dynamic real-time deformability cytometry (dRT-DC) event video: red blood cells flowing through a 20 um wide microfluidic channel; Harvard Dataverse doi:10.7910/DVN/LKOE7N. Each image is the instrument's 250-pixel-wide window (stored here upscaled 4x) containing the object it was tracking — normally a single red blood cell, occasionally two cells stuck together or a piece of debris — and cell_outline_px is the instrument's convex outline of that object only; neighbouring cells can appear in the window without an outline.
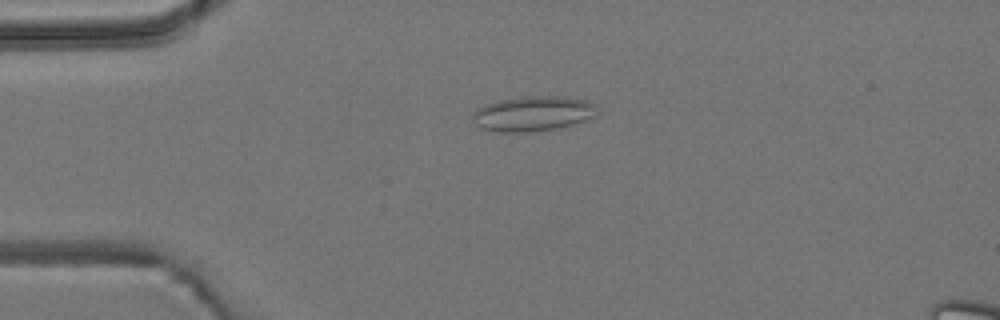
{"species": "common noctule bat (a hibernating species)", "species_latin": "Nyctalus noctula", "temperature_condition": "room temperature", "stored_images_in_passage": 47, "camera_frame_rate_fps": 3000, "um_per_image_px": 0.085, "animal": {"sex": "male", "body_mass_g": 19.2, "forearm_length_mm": 51.8}, "frame": {"image": 1, "passage_image": 6, "time_ms": 1.667, "image_size_px": [1000, 320], "cell_outline_px": [[592, 116], [584, 120], [572, 124], [556, 128], [528, 132], [496, 132], [484, 128], [476, 124], [472, 116], [472, 112], [476, 108], [484, 104], [500, 100], [524, 96], [564, 96], [588, 100], [592, 104]], "centroid_in_image_um": [45.2, 9.65], "position_along_channel_um": 39.8, "area_um2": 25.03}}
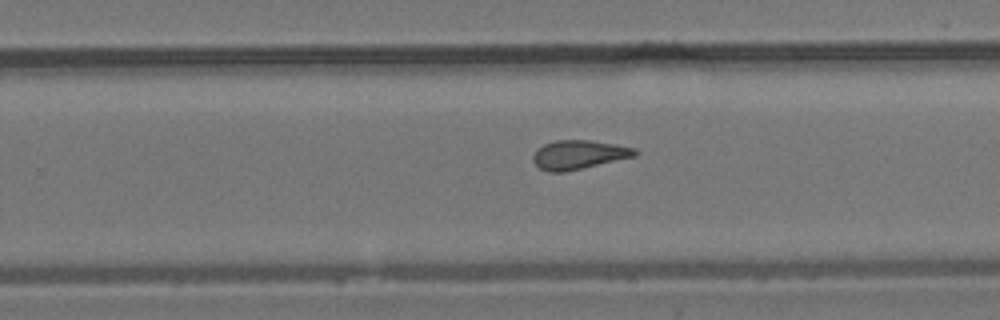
{"frame": {"image": 2, "passage_image": 27, "time_ms": 8.667, "image_size_px": [1000, 320], "cell_outline_px": [[640, 152], [636, 156], [564, 172], [548, 172], [540, 168], [532, 160], [532, 156], [544, 144], [556, 140], [588, 140], [636, 148]], "centroid_in_image_um": [49.21, 13.15], "position_along_channel_um": 280.6, "area_um2": 16.99}}
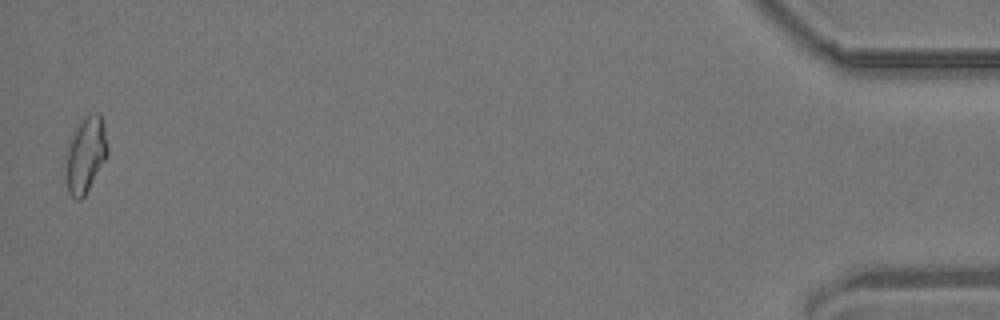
{"frame": {"image": 3, "passage_image": 46, "time_ms": 15.0, "image_size_px": [1000, 320], "cell_outline_px": [[108, 156], [84, 196], [80, 200], [76, 200], [68, 192], [68, 140], [76, 124], [84, 116], [96, 112], [100, 112], [104, 124], [108, 144]], "centroid_in_image_um": [7.32, 13.07], "position_along_channel_um": 427.9, "area_um2": 18.38}, "authors_computed_cell_mechanics": {"area_um2": 17.4556, "velocity_mm_per_s": 3.8482, "shape_relaxation_time_tau1_ms": null, "shape_relaxation_time_tau2_ms": 2.1452, "deformation_change_tau1": null, "deformation_change_tau2": 0.11}}